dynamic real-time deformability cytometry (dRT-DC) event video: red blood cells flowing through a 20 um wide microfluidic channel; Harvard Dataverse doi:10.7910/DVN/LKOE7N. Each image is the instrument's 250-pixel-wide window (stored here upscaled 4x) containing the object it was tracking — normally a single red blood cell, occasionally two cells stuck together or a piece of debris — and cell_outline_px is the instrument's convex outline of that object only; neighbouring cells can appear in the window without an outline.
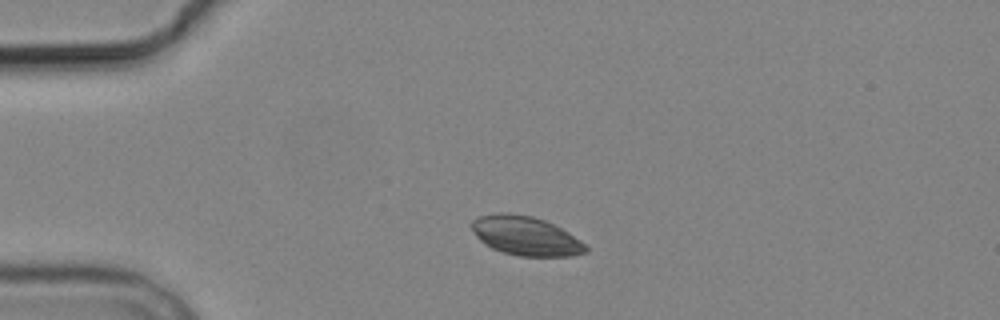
{"species": "common noctule bat (a hibernating species)", "species_latin": "Nyctalus noctula", "temperature_condition": "cold", "stored_images_in_passage": 2, "camera_frame_rate_fps": 3000, "um_per_image_px": 0.085, "animal": {"sex": "male", "body_mass_g": 19.2, "forearm_length_mm": 51.8}, "frame": {"image": 1, "passage_image": 1, "time_ms": 0.0, "image_size_px": [1000, 320], "cell_outline_px": [[588, 252], [572, 256], [520, 256], [504, 252], [492, 248], [484, 244], [476, 236], [468, 224], [472, 220], [480, 216], [500, 212], [504, 212], [532, 216], [544, 220], [568, 232], [580, 240], [588, 248]], "centroid_in_image_um": [44.66, 20.05], "position_along_channel_um": 40.3, "area_um2": 25.95}}